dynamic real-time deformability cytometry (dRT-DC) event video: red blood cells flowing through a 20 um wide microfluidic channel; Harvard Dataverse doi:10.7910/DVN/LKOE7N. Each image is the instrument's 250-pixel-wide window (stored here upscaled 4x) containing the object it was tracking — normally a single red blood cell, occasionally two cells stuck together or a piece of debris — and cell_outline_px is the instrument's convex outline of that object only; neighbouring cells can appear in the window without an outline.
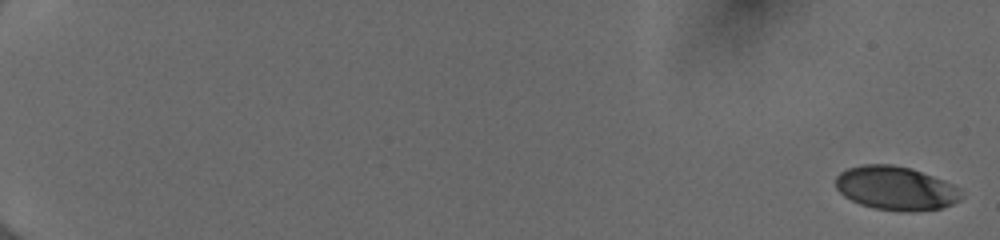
{"species": "human", "species_latin": "Homo sapiens", "temperature_condition": "cold", "stored_images_in_passage": 55, "camera_frame_rate_fps": 3000, "um_per_image_px": 0.085, "donor": {"sex": "female"}, "frame": {"image": 1, "passage_image": 1, "time_ms": 0.0, "image_size_px": [1000, 240], "cell_outline_px": [[964, 196], [960, 200], [952, 204], [940, 208], [912, 212], [900, 212], [876, 208], [860, 204], [844, 196], [836, 188], [836, 176], [840, 172], [848, 168], [864, 164], [892, 164], [912, 168], [944, 180], [960, 188]], "centroid_in_image_um": [76.17, 16.0], "position_along_channel_um": 8.8, "area_um2": 32.31}}
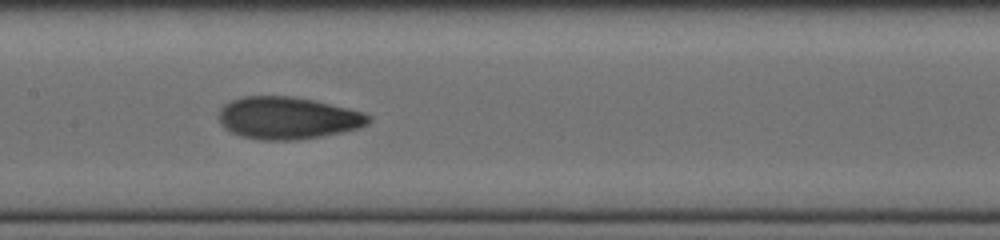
{"frame": {"image": 2, "passage_image": 31, "time_ms": 10.0, "image_size_px": [1000, 240], "cell_outline_px": [[372, 120], [368, 124], [360, 128], [320, 136], [296, 140], [264, 140], [240, 136], [224, 128], [220, 124], [220, 108], [224, 104], [232, 100], [244, 96], [292, 96], [316, 100], [364, 112], [372, 116]], "centroid_in_image_um": [24.48, 10.02], "position_along_channel_um": 182.9, "area_um2": 36.99}}
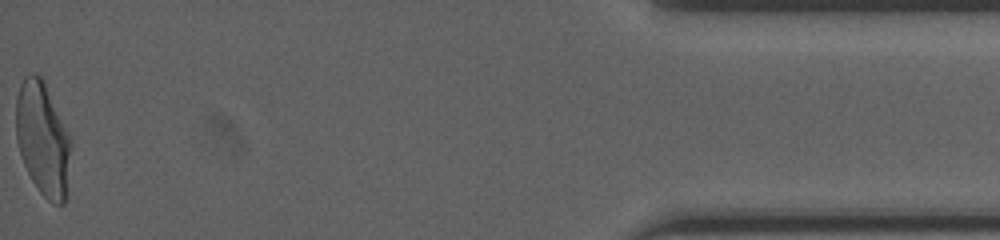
{"frame": {"image": 3, "passage_image": 55, "time_ms": 18.0, "image_size_px": [1000, 240], "cell_outline_px": [[72, 144], [64, 204], [52, 204], [40, 192], [32, 180], [24, 164], [20, 152], [16, 136], [16, 96], [20, 84], [24, 76], [32, 72], [36, 72], [44, 80], [68, 132]], "centroid_in_image_um": [3.63, 11.77], "position_along_channel_um": 431.6, "area_um2": 36.3}, "authors_computed_cell_mechanics": {"area_um2": 34.8534, "velocity_mm_per_s": 4.0065, "shape_relaxation_time_tau1_ms": 3.9001, "shape_relaxation_time_tau2_ms": 1.2202, "deformation_change_tau1": 0.1703, "deformation_change_tau2": 0.068}}